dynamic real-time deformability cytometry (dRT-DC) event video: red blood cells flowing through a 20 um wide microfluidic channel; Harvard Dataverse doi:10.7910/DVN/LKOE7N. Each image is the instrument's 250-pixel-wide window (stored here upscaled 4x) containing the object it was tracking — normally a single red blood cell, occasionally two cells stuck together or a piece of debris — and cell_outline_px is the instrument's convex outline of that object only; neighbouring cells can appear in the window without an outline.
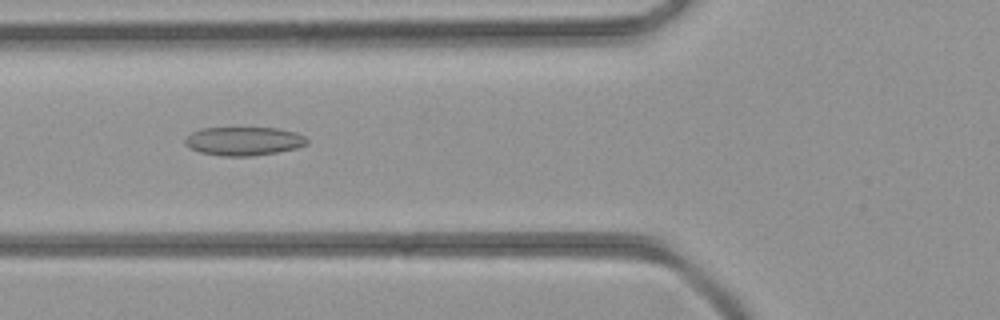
{"species": "common noctule bat (a hibernating species)", "species_latin": "Nyctalus noctula", "temperature_condition": "room temperature", "stored_images_in_passage": 43, "camera_frame_rate_fps": 3000, "um_per_image_px": 0.085, "animal": {"sex": "female", "body_mass_g": 21.9}, "frame": {"image": 1, "passage_image": 16, "time_ms": 5.0, "image_size_px": [1000, 320], "cell_outline_px": [[308, 144], [296, 148], [276, 152], [252, 156], [220, 156], [200, 152], [184, 144], [184, 140], [192, 132], [200, 128], [276, 128], [296, 132], [304, 136], [308, 140]], "centroid_in_image_um": [20.72, 11.99], "position_along_channel_um": 105.1, "area_um2": 20.29}}
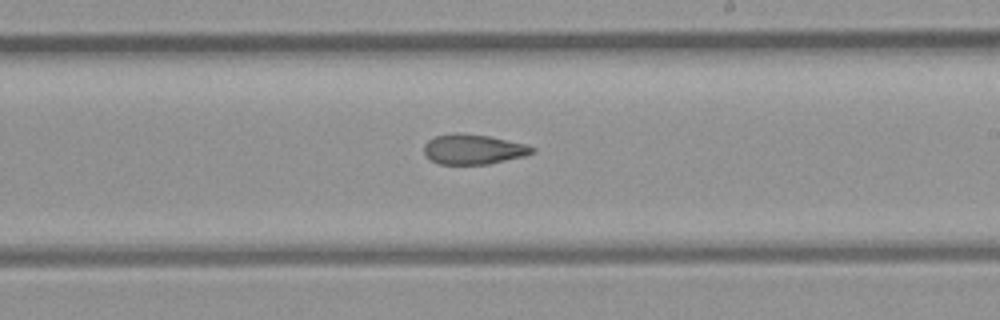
{"frame": {"image": 2, "passage_image": 25, "time_ms": 8.0, "image_size_px": [1000, 320], "cell_outline_px": [[536, 148], [532, 152], [524, 156], [488, 164], [440, 164], [432, 160], [424, 152], [424, 144], [428, 140], [436, 136], [488, 136], [524, 144]], "centroid_in_image_um": [40.25, 12.74], "position_along_channel_um": 248.7, "area_um2": 17.86}}
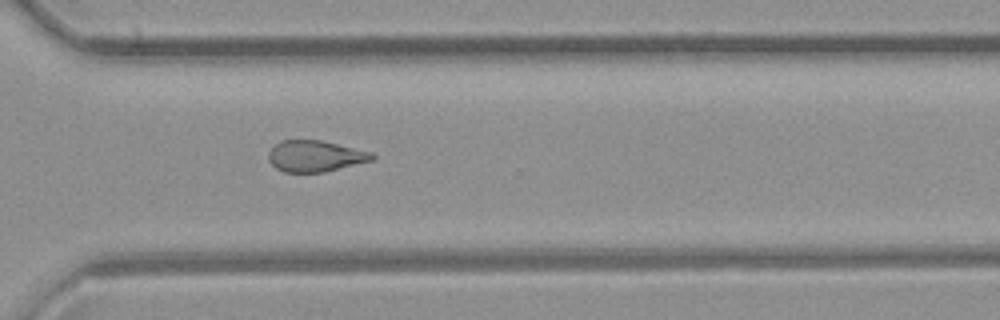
{"frame": {"image": 3, "passage_image": 31, "time_ms": 10.0, "image_size_px": [1000, 320], "cell_outline_px": [[376, 156], [372, 160], [324, 172], [284, 172], [276, 168], [268, 160], [268, 152], [280, 140], [320, 140], [372, 152]], "centroid_in_image_um": [26.77, 13.27], "position_along_channel_um": 343.8, "area_um2": 18.73}}